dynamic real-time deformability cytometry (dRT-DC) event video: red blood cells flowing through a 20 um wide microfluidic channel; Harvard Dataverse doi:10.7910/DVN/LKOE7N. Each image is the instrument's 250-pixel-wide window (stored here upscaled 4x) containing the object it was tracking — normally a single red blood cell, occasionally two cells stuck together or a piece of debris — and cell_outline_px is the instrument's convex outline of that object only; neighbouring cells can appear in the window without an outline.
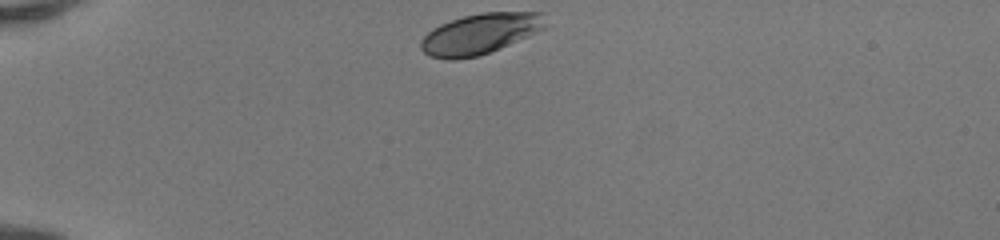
{"species": "human", "species_latin": "Homo sapiens", "temperature_condition": "room temperature", "stored_images_in_passage": 32, "camera_frame_rate_fps": 3000, "um_per_image_px": 0.085, "donor": {"sex": "female"}, "frame": {"image": 1, "passage_image": 1, "time_ms": 0.0, "image_size_px": [1000, 240], "cell_outline_px": [[548, 24], [544, 28], [536, 32], [500, 48], [476, 56], [456, 60], [448, 60], [428, 56], [420, 48], [420, 40], [432, 28], [440, 24], [464, 16], [480, 12], [544, 12]], "centroid_in_image_um": [40.8, 2.86], "position_along_channel_um": 44.2, "area_um2": 29.54}}
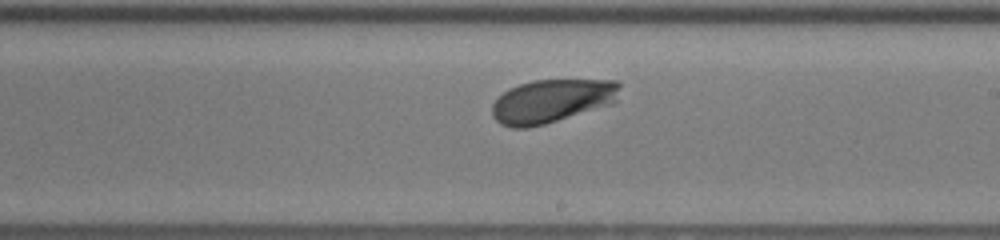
{"frame": {"image": 2, "passage_image": 19, "time_ms": 6.0, "image_size_px": [1000, 240], "cell_outline_px": [[620, 84], [616, 100], [612, 104], [544, 124], [528, 128], [512, 128], [500, 124], [492, 116], [492, 104], [504, 92], [520, 84], [532, 80], [616, 80]], "centroid_in_image_um": [46.89, 8.59], "position_along_channel_um": 242.1, "area_um2": 32.14}}
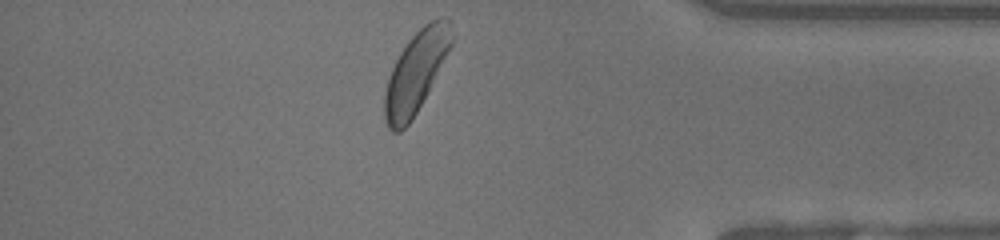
{"frame": {"image": 3, "passage_image": 32, "time_ms": 10.333, "image_size_px": [1000, 240], "cell_outline_px": [[452, 44], [428, 92], [412, 120], [400, 132], [392, 132], [388, 128], [384, 120], [384, 92], [388, 76], [400, 52], [408, 40], [424, 24], [432, 20], [448, 20], [452, 36]], "centroid_in_image_um": [35.3, 6.2], "position_along_channel_um": 399.9, "area_um2": 31.21}, "authors_computed_cell_mechanics": {"area_um2": 31.4432, "velocity_mm_per_s": 4.0911, "shape_relaxation_time_tau1_ms": 1.0047, "shape_relaxation_time_tau2_ms": null, "deformation_change_tau1": 0.085, "deformation_change_tau2": null}}